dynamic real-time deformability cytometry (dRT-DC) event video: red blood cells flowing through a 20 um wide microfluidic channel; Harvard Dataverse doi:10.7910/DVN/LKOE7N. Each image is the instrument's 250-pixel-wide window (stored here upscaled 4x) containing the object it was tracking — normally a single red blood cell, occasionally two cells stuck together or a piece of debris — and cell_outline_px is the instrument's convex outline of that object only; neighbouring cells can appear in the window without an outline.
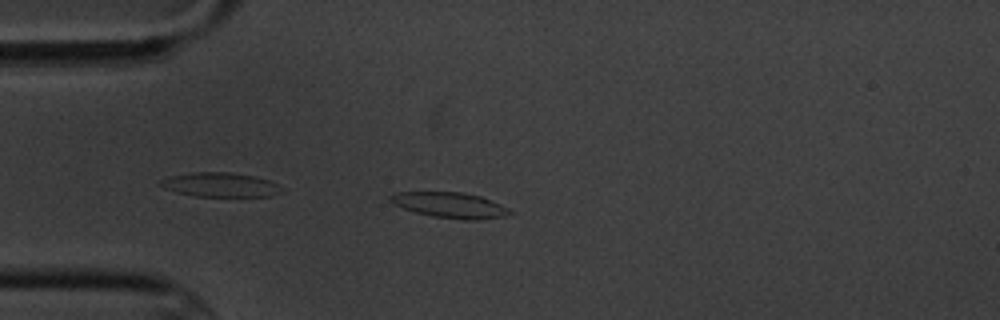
{"species": "common noctule bat (a hibernating species)", "species_latin": "Nyctalus noctula", "temperature_condition": "cold", "stored_images_in_passage": 8, "camera_frame_rate_fps": 3000, "um_per_image_px": 0.085, "animal": {"sex": "male", "body_mass_g": 20.1, "forearm_length_mm": 53.5}, "frame": {"image": 1, "passage_image": 4, "time_ms": 3.333, "image_size_px": [1000, 320], "cell_outline_px": [[512, 212], [504, 216], [476, 220], [464, 220], [432, 216], [416, 212], [392, 204], [388, 200], [388, 196], [396, 192], [460, 192], [480, 196], [500, 204], [508, 208]], "centroid_in_image_um": [38.2, 17.43], "position_along_channel_um": 46.8, "area_um2": 17.69}}
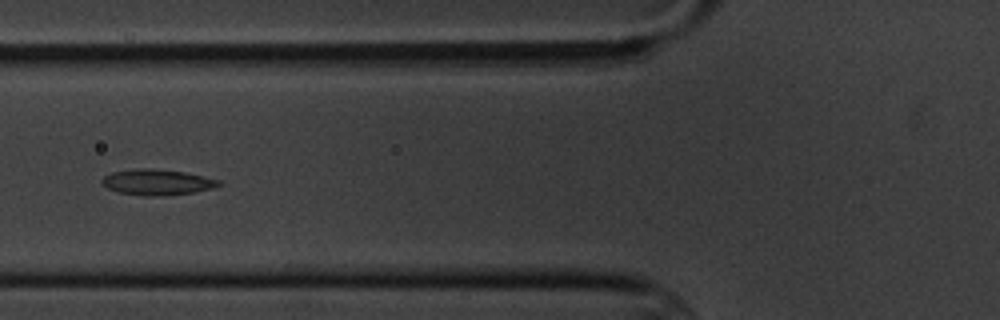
{"frame": {"image": 2, "passage_image": 6, "time_ms": 5.667, "image_size_px": [1000, 320], "cell_outline_px": [[220, 184], [212, 188], [192, 192], [156, 196], [144, 196], [120, 192], [108, 188], [100, 180], [104, 176], [112, 172], [136, 168], [152, 168], [184, 172], [220, 180]], "centroid_in_image_um": [13.32, 15.47], "position_along_channel_um": 112.5, "area_um2": 17.22}}
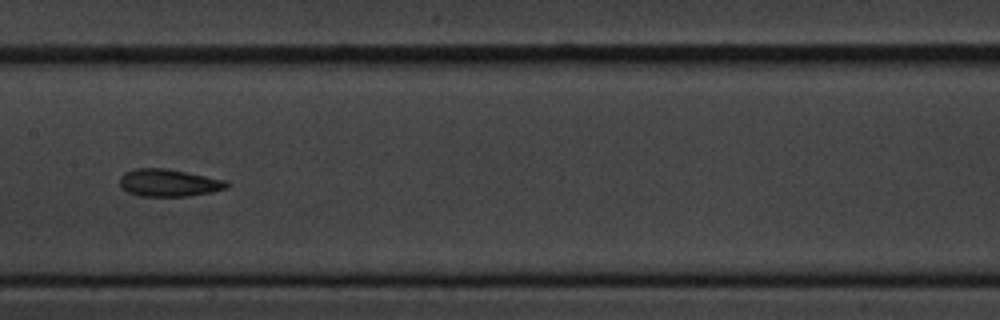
{"frame": {"image": 3, "passage_image": 8, "time_ms": 8.0, "image_size_px": [1000, 320], "cell_outline_px": [[232, 184], [228, 188], [212, 192], [188, 196], [140, 196], [128, 192], [120, 188], [120, 176], [124, 172], [136, 168], [164, 168], [228, 180]], "centroid_in_image_um": [14.37, 15.54], "position_along_channel_um": 193.0, "area_um2": 17.28}}